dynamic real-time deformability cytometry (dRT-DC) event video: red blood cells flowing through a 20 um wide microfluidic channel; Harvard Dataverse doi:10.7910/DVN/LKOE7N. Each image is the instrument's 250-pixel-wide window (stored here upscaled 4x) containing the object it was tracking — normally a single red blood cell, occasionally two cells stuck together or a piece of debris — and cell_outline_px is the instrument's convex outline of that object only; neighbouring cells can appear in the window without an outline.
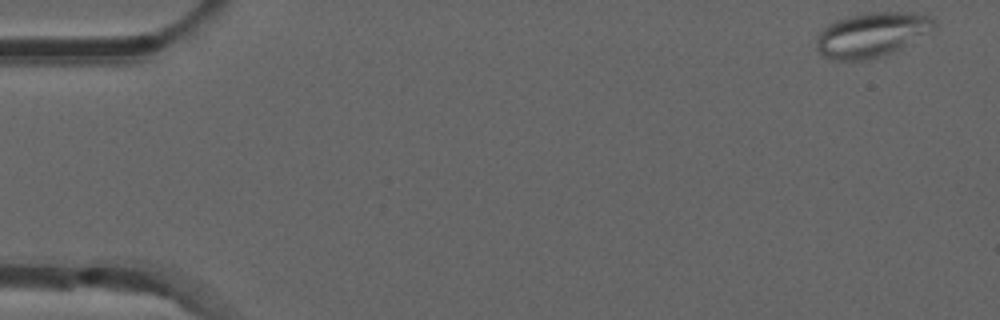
{"species": "common noctule bat (a hibernating species)", "species_latin": "Nyctalus noctula", "temperature_condition": "room temperature", "stored_images_in_passage": 52, "camera_frame_rate_fps": 3000, "um_per_image_px": 0.085, "animal": {"sex": "male", "forearm_length_mm": 52.5}, "frame": {"image": 1, "passage_image": 1, "time_ms": 0.0, "image_size_px": [1000, 320], "cell_outline_px": [[936, 28], [900, 48], [892, 52], [880, 56], [864, 60], [832, 60], [824, 56], [816, 48], [816, 36], [828, 24], [836, 20], [848, 16], [864, 12], [920, 12], [932, 16], [936, 20]], "centroid_in_image_um": [74.11, 2.92], "position_along_channel_um": 10.9, "area_um2": 30.75}}
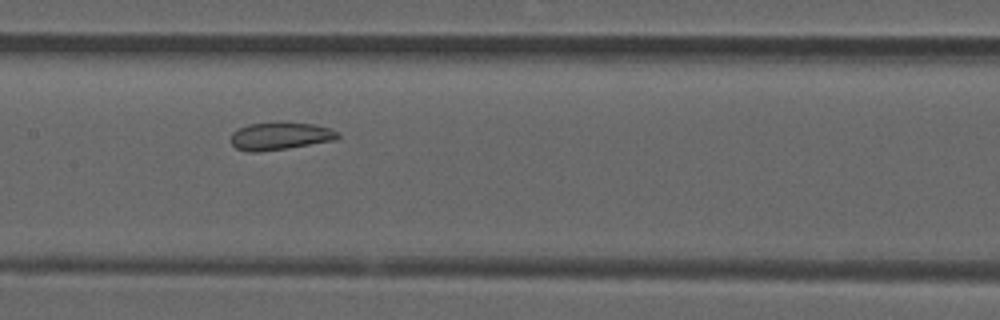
{"frame": {"image": 2, "passage_image": 25, "time_ms": 8.0, "image_size_px": [1000, 320], "cell_outline_px": [[340, 136], [336, 140], [260, 152], [248, 152], [236, 148], [232, 144], [232, 132], [248, 124], [280, 120], [316, 124], [332, 128], [340, 132]], "centroid_in_image_um": [23.86, 11.52], "position_along_channel_um": 183.5, "area_um2": 17.74}}
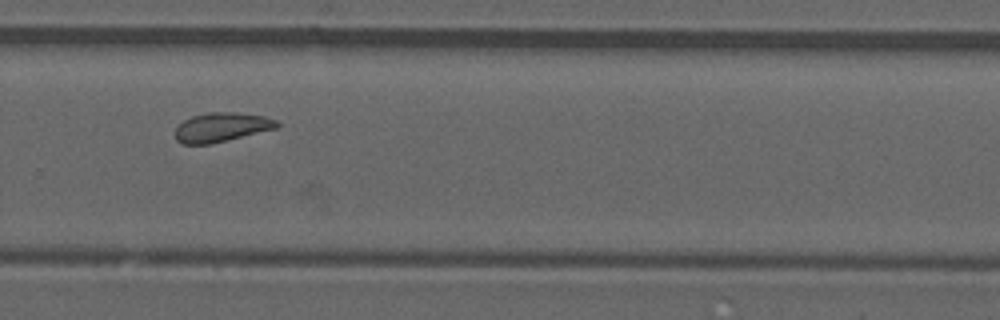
{"frame": {"image": 3, "passage_image": 35, "time_ms": 11.333, "image_size_px": [1000, 320], "cell_outline_px": [[280, 124], [276, 128], [212, 144], [184, 144], [176, 140], [176, 128], [184, 120], [192, 116], [212, 112], [236, 112], [264, 116], [276, 120]], "centroid_in_image_um": [18.83, 10.81], "position_along_channel_um": 311.0, "area_um2": 17.17}, "authors_computed_cell_mechanics": {"area_um2": 18.0047, "velocity_mm_per_s": 3.8383, "shape_relaxation_time_tau1_ms": null, "shape_relaxation_time_tau2_ms": 1.6739, "deformation_change_tau1": null, "deformation_change_tau2": 0.0699}}